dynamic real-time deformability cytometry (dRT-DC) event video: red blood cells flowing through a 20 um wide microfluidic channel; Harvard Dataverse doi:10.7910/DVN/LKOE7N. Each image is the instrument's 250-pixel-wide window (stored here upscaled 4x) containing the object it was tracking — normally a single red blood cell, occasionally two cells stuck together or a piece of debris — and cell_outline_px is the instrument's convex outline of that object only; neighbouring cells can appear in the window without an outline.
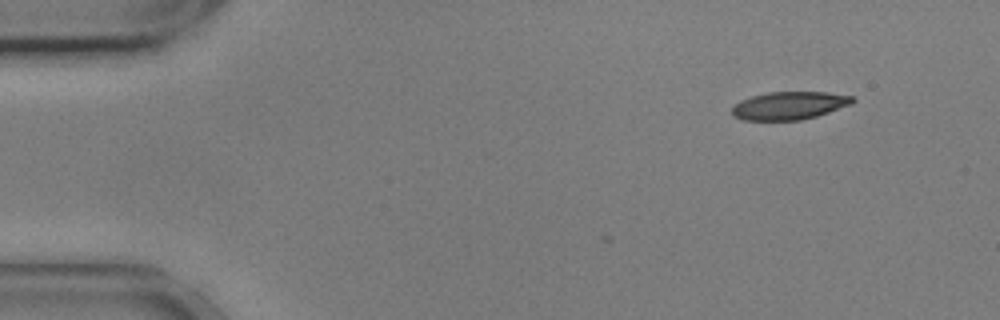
{"species": "common noctule bat (a hibernating species)", "species_latin": "Nyctalus noctula", "temperature_condition": "cold", "stored_images_in_passage": 2, "camera_frame_rate_fps": 3000, "um_per_image_px": 0.085, "animal": {"sex": "male", "body_mass_g": 17.9, "forearm_length_mm": 54.2}, "frame": {"image": 1, "passage_image": 2, "time_ms": 0.333, "image_size_px": [1000, 320], "cell_outline_px": [[856, 100], [852, 104], [816, 116], [800, 120], [744, 120], [732, 116], [732, 108], [740, 100], [752, 96], [768, 92], [824, 92], [852, 96]], "centroid_in_image_um": [67.08, 8.97], "position_along_channel_um": 17.9, "area_um2": 19.54}}